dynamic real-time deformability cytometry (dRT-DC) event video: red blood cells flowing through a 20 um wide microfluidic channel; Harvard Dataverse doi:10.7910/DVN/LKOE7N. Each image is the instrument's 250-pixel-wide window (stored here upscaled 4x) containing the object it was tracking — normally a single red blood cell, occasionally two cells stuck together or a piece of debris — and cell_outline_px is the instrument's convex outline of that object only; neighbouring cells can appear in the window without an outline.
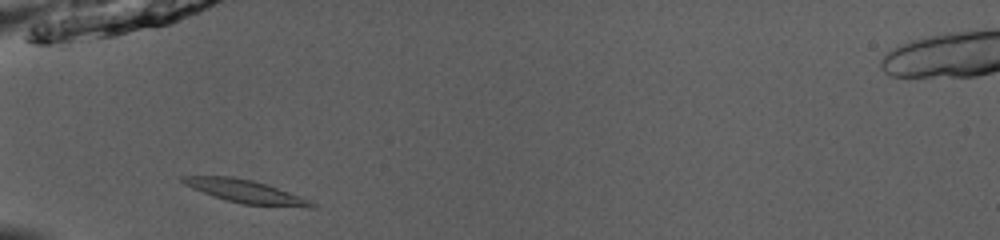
{"species": "common noctule bat (a hibernating species)", "species_latin": "Nyctalus noctula", "temperature_condition": "room temperature", "stored_images_in_passage": 35, "camera_frame_rate_fps": 3000, "um_per_image_px": 0.085, "animal": {"sex": "male", "body_mass_g": 13.0, "forearm_length_mm": 53.1}, "frame": {"image": 1, "passage_image": 2, "time_ms": 0.333, "image_size_px": [1000, 240], "cell_outline_px": [[316, 208], [308, 208], [244, 204], [212, 196], [192, 188], [184, 184], [180, 180], [180, 176], [232, 176], [252, 180], [312, 200], [316, 204]], "centroid_in_image_um": [20.89, 16.28], "position_along_channel_um": 64.1, "area_um2": 17.22}}
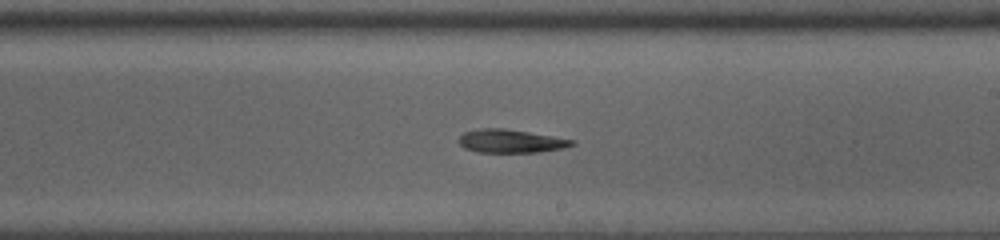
{"frame": {"image": 2, "passage_image": 16, "time_ms": 5.0, "image_size_px": [1000, 240], "cell_outline_px": [[576, 144], [560, 148], [536, 152], [480, 152], [464, 148], [460, 144], [460, 136], [464, 132], [480, 128], [504, 128], [552, 136], [572, 140]], "centroid_in_image_um": [43.37, 11.99], "position_along_channel_um": 245.6, "area_um2": 15.03}}
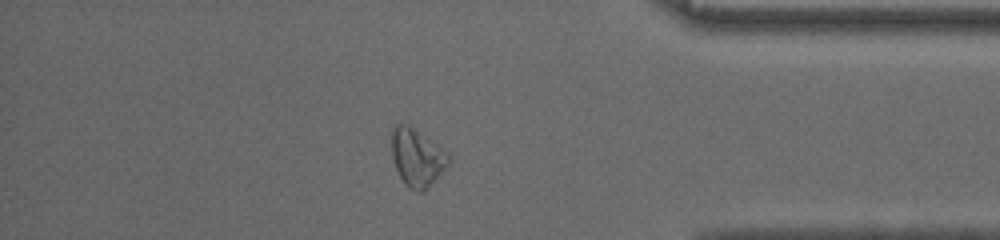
{"frame": {"image": 3, "passage_image": 29, "time_ms": 9.333, "image_size_px": [1000, 240], "cell_outline_px": [[448, 164], [428, 188], [424, 192], [416, 192], [408, 188], [404, 184], [396, 168], [392, 156], [392, 128], [396, 124], [404, 124], [412, 128], [448, 152]], "centroid_in_image_um": [35.43, 13.43], "position_along_channel_um": 399.8, "area_um2": 18.73}, "authors_computed_cell_mechanics": {"area_um2": 15.9528, "velocity_mm_per_s": 3.9679, "shape_relaxation_time_tau1_ms": 4.5363, "shape_relaxation_time_tau2_ms": 3.4753, "deformation_change_tau1": 0.1349, "deformation_change_tau2": 0.1196}}